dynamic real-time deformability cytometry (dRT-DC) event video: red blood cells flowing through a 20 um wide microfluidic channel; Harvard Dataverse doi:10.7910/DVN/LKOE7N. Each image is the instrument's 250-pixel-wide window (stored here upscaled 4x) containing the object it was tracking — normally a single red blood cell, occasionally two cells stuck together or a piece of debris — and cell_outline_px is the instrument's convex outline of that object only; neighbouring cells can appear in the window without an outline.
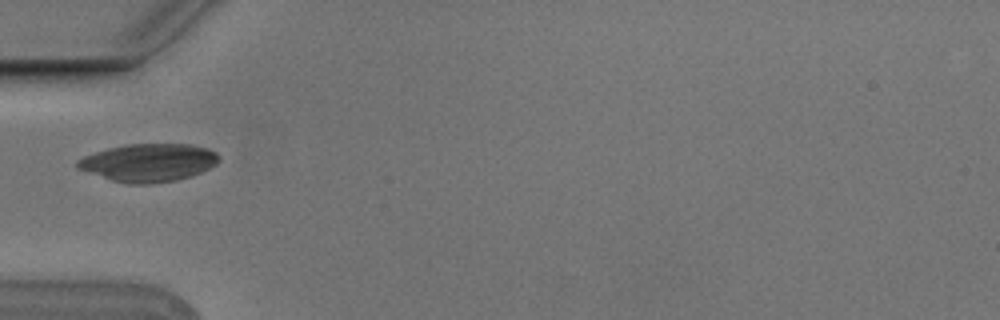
{"species": "Egyptian fruit bat (a non-hibernating species)", "species_latin": "Rousettus aegyptiacus", "temperature_condition": "cold", "stored_images_in_passage": 7, "camera_frame_rate_fps": 3000, "um_per_image_px": 0.085, "animal": {"sex": "male"}, "frame": {"image": 1, "passage_image": 4, "time_ms": 1.0, "image_size_px": [1000, 320], "cell_outline_px": [[220, 160], [216, 164], [192, 176], [176, 180], [152, 184], [132, 184], [112, 180], [76, 168], [76, 160], [84, 156], [108, 148], [124, 144], [188, 144], [208, 148], [216, 152], [220, 156]], "centroid_in_image_um": [12.64, 13.82], "position_along_channel_um": 72.4, "area_um2": 31.27}}
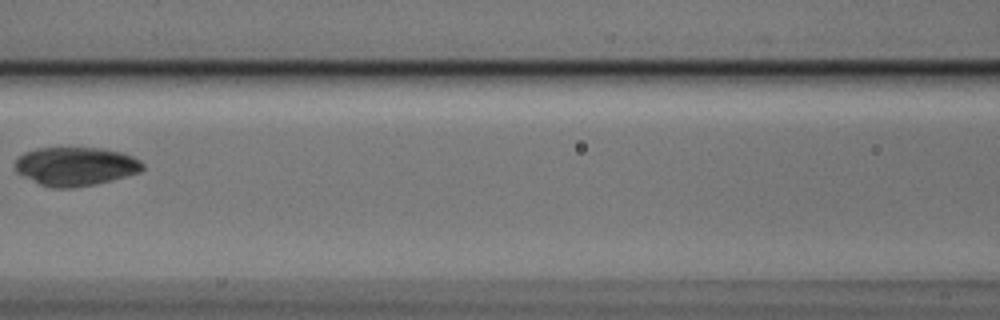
{"frame": {"image": 2, "passage_image": 6, "time_ms": 1.667, "image_size_px": [1000, 320], "cell_outline_px": [[144, 168], [140, 172], [96, 184], [72, 188], [52, 188], [40, 184], [16, 172], [16, 160], [24, 152], [36, 148], [100, 148], [120, 152], [132, 156], [140, 160], [144, 164]], "centroid_in_image_um": [6.43, 14.14], "position_along_channel_um": 160.2, "area_um2": 28.61}}
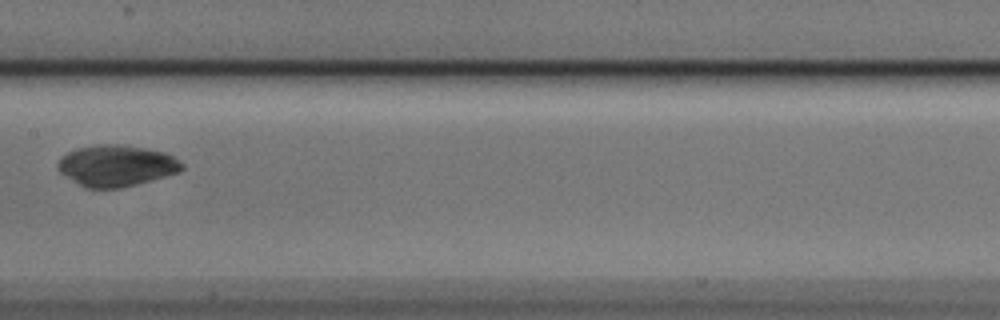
{"frame": {"image": 3, "passage_image": 7, "time_ms": 2.0, "image_size_px": [1000, 320], "cell_outline_px": [[184, 168], [180, 172], [136, 184], [120, 188], [84, 188], [60, 172], [56, 168], [56, 164], [60, 156], [76, 148], [96, 144], [120, 144], [148, 148], [164, 152], [180, 160], [184, 164]], "centroid_in_image_um": [9.88, 14.07], "position_along_channel_um": 197.5, "area_um2": 30.17}}